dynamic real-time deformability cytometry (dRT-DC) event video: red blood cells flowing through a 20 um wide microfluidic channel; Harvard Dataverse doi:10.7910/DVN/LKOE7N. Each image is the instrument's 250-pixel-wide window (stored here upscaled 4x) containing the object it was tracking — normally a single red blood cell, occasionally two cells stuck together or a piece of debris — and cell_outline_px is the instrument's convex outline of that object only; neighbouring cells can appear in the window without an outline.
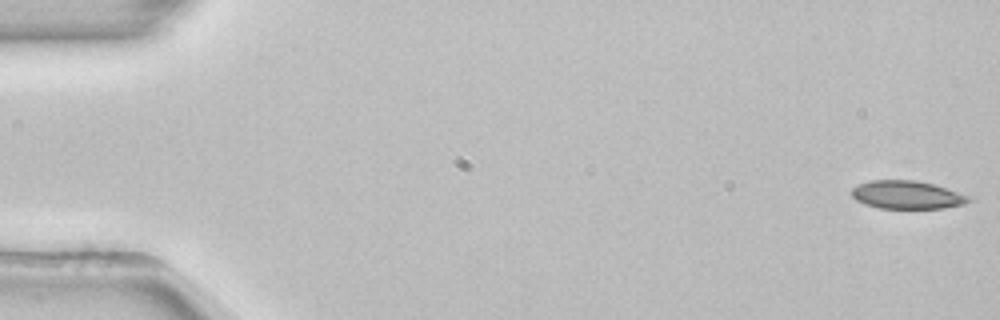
{"species": "common noctule bat (a hibernating species)", "species_latin": "Nyctalus noctula", "temperature_condition": "room temperature", "stored_images_in_passage": 53, "camera_frame_rate_fps": 3000, "um_per_image_px": 0.085, "animal": {"sex": "female", "body_mass_g": 22.7, "forearm_length_mm": 54.2}, "frame": {"image": 1, "passage_image": 1, "time_ms": 0.0, "image_size_px": [1000, 320], "cell_outline_px": [[976, 200], [964, 204], [944, 208], [880, 208], [864, 204], [856, 200], [852, 196], [852, 188], [860, 184], [872, 180], [916, 180], [932, 184], [972, 196]], "centroid_in_image_um": [77.15, 16.57], "position_along_channel_um": 7.8, "area_um2": 19.25}}
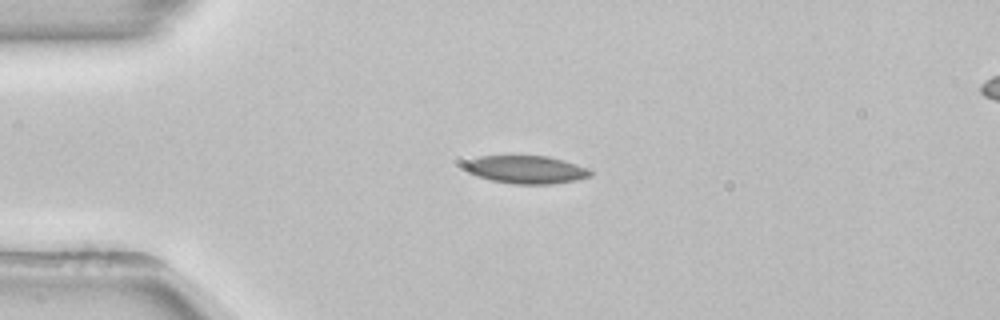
{"frame": {"image": 2, "passage_image": 13, "time_ms": 4.0, "image_size_px": [1000, 320], "cell_outline_px": [[592, 176], [576, 180], [552, 184], [512, 184], [492, 180], [476, 176], [468, 172], [464, 168], [464, 164], [468, 160], [480, 156], [548, 156], [564, 160], [576, 164], [592, 172]], "centroid_in_image_um": [44.7, 14.42], "position_along_channel_um": 40.3, "area_um2": 20.4}}
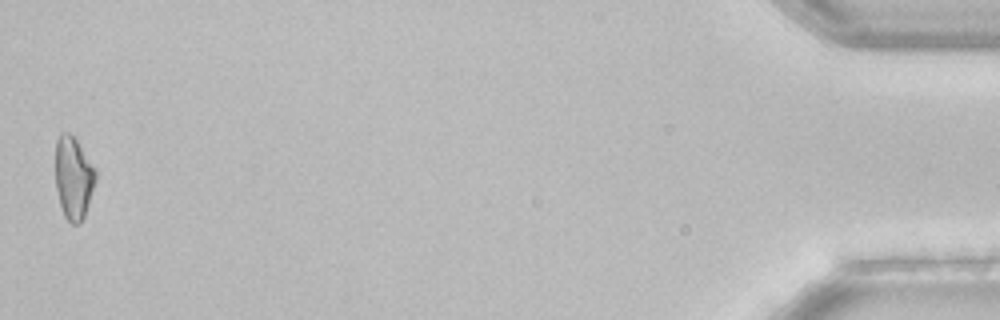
{"frame": {"image": 3, "passage_image": 53, "time_ms": 17.333, "image_size_px": [1000, 320], "cell_outline_px": [[96, 180], [84, 216], [80, 224], [72, 224], [64, 216], [60, 204], [56, 188], [56, 140], [60, 132], [68, 132], [76, 140], [96, 168]], "centroid_in_image_um": [6.25, 15.11], "position_along_channel_um": 429.0, "area_um2": 19.25}}